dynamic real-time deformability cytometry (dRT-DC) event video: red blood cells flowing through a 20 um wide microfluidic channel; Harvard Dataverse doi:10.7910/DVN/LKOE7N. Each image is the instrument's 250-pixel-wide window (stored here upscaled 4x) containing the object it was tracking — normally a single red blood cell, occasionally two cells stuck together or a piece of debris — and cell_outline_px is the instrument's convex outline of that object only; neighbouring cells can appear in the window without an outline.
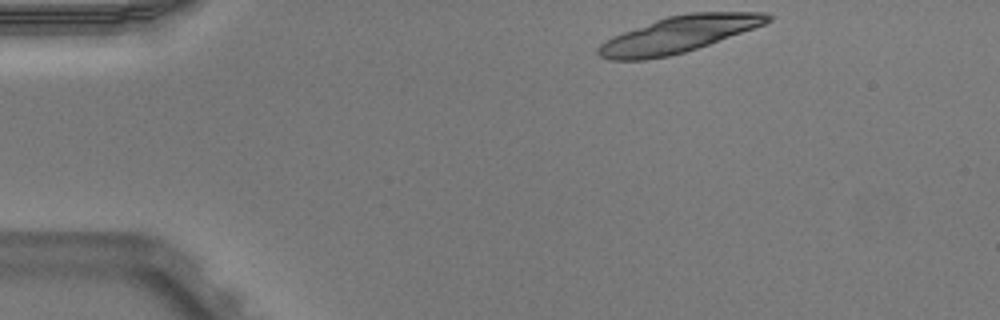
{"species": "Egyptian fruit bat (a non-hibernating species)", "species_latin": "Rousettus aegyptiacus", "temperature_condition": "warm", "stored_images_in_passage": 11, "camera_frame_rate_fps": 3000, "um_per_image_px": 0.085, "animal": {"sex": "male"}, "frame": {"image": 1, "passage_image": 1, "time_ms": 0.0, "image_size_px": [1000, 320], "cell_outline_px": [[772, 20], [764, 24], [708, 44], [684, 52], [668, 56], [644, 60], [608, 60], [600, 56], [596, 52], [596, 48], [600, 44], [612, 36], [656, 20], [668, 16], [688, 12], [764, 12], [772, 16]], "centroid_in_image_um": [57.64, 2.92], "position_along_channel_um": 27.4, "area_um2": 35.49}}